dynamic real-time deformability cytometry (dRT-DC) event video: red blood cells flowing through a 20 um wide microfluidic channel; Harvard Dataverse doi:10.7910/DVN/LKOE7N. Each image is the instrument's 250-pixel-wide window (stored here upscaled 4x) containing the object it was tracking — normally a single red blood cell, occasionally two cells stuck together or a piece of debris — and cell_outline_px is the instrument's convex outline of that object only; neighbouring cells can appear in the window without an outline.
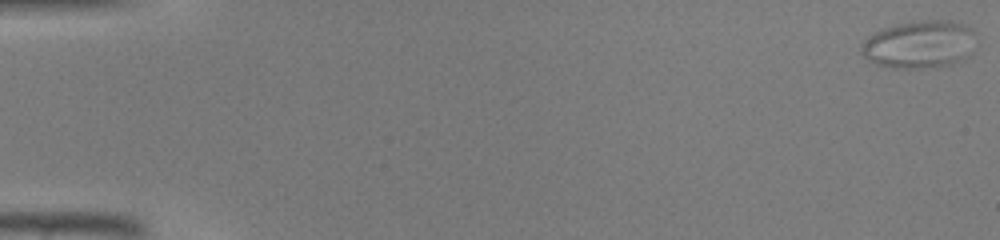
{"species": "common noctule bat (a hibernating species)", "species_latin": "Nyctalus noctula", "temperature_condition": "warm", "stored_images_in_passage": 7, "camera_frame_rate_fps": 3000, "um_per_image_px": 0.085, "animal": {"sex": "male", "body_mass_g": 19.0, "forearm_length_mm": 50.8}, "frame": {"image": 1, "passage_image": 1, "time_ms": 0.0, "image_size_px": [1000, 240], "cell_outline_px": [[972, 52], [964, 60], [952, 64], [924, 68], [892, 68], [876, 64], [868, 60], [860, 52], [860, 44], [876, 32], [884, 28], [896, 24], [912, 20], [952, 20], [964, 24], [972, 28]], "centroid_in_image_um": [78.14, 3.77], "position_along_channel_um": 6.9, "area_um2": 32.02}}